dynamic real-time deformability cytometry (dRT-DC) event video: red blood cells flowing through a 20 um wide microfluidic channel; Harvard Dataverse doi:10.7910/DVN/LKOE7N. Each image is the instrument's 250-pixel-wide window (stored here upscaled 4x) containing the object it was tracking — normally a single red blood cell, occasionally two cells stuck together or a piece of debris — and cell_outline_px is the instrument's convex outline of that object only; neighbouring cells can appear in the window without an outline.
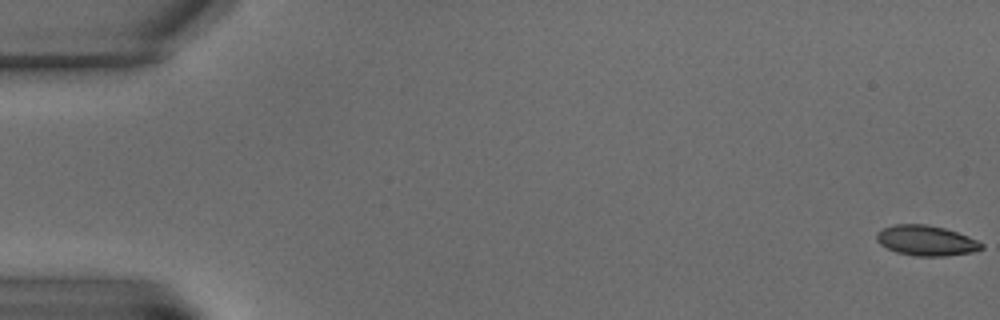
{"species": "common noctule bat (a hibernating species)", "species_latin": "Nyctalus noctula", "temperature_condition": "warm", "stored_images_in_passage": 7, "camera_frame_rate_fps": 3000, "um_per_image_px": 0.085, "animal": {"sex": "male", "body_mass_g": 15.6}, "frame": {"image": 1, "passage_image": 1, "time_ms": 0.0, "image_size_px": [1000, 320], "cell_outline_px": [[984, 248], [972, 252], [944, 256], [916, 256], [896, 252], [880, 244], [876, 240], [876, 232], [892, 224], [928, 224], [944, 228], [968, 236], [984, 244]], "centroid_in_image_um": [78.71, 20.44], "position_along_channel_um": 6.3, "area_um2": 18.5}}
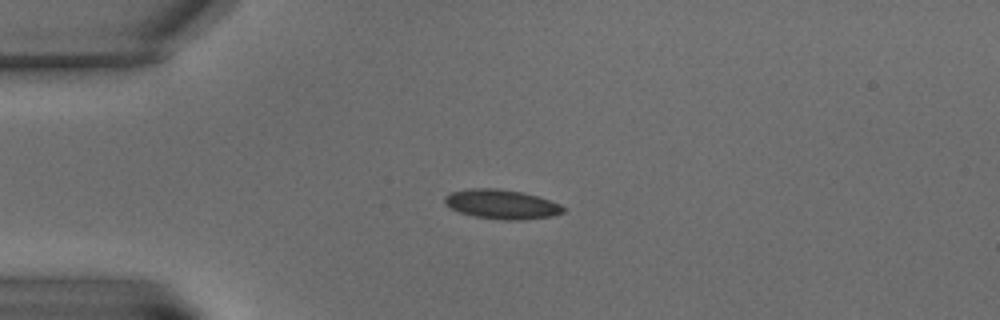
{"frame": {"image": 2, "passage_image": 6, "time_ms": 6.0, "image_size_px": [1000, 320], "cell_outline_px": [[564, 212], [552, 216], [520, 220], [504, 220], [476, 216], [460, 212], [444, 204], [444, 196], [452, 192], [468, 188], [496, 188], [520, 192], [536, 196], [560, 204], [564, 208]], "centroid_in_image_um": [42.61, 17.36], "position_along_channel_um": 42.4, "area_um2": 20.06}}